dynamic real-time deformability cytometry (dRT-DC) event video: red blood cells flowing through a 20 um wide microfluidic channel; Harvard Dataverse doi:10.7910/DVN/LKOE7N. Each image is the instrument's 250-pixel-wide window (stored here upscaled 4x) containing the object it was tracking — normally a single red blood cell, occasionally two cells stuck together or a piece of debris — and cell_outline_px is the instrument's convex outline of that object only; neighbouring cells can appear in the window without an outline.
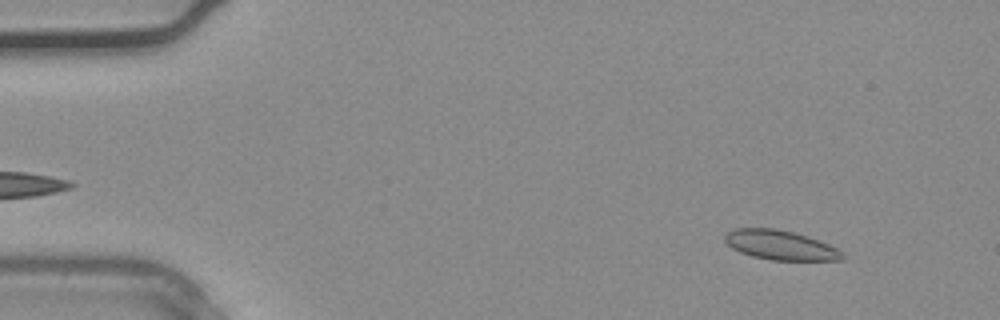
{"species": "common noctule bat (a hibernating species)", "species_latin": "Nyctalus noctula", "temperature_condition": "warm", "stored_images_in_passage": 35, "camera_frame_rate_fps": 3000, "um_per_image_px": 0.085, "animal": {"sex": "male", "body_mass_g": 20.4}, "frame": {"image": 1, "passage_image": 3, "time_ms": 0.667, "image_size_px": [1000, 320], "cell_outline_px": [[844, 260], [772, 260], [752, 256], [740, 252], [732, 248], [724, 240], [724, 236], [728, 232], [736, 228], [772, 228], [792, 232], [808, 236], [828, 244], [844, 252]], "centroid_in_image_um": [66.34, 20.84], "position_along_channel_um": 18.7, "area_um2": 20.11}}
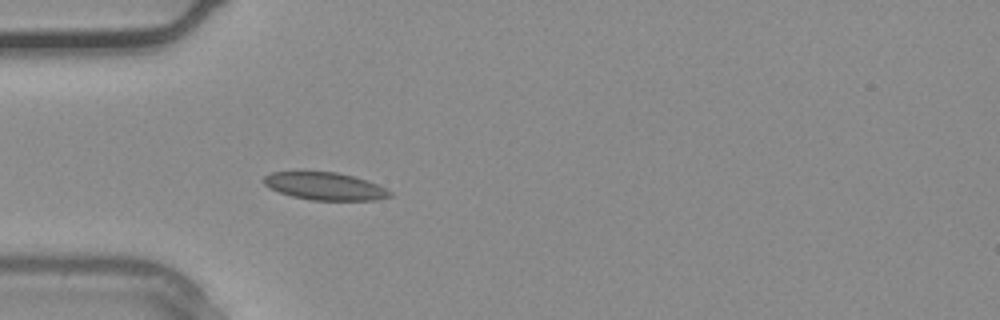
{"frame": {"image": 2, "passage_image": 10, "time_ms": 3.0, "image_size_px": [1000, 320], "cell_outline_px": [[392, 196], [376, 200], [312, 200], [292, 196], [280, 192], [264, 184], [264, 176], [272, 172], [336, 172], [352, 176], [376, 184], [392, 192]], "centroid_in_image_um": [27.63, 15.83], "position_along_channel_um": 57.4, "area_um2": 19.88}}
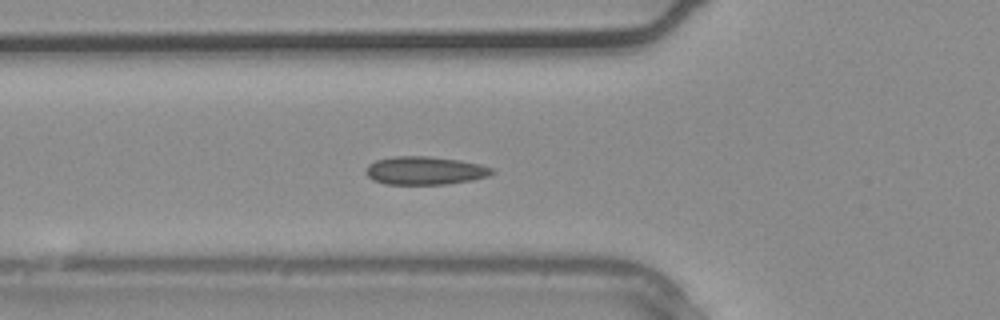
{"frame": {"image": 3, "passage_image": 12, "time_ms": 3.667, "image_size_px": [1000, 320], "cell_outline_px": [[496, 172], [488, 176], [472, 180], [444, 184], [384, 184], [372, 180], [364, 172], [364, 168], [368, 164], [376, 160], [392, 156], [428, 156], [460, 160], [480, 164], [492, 168]], "centroid_in_image_um": [36.08, 14.49], "position_along_channel_um": 89.7, "area_um2": 20.92}}